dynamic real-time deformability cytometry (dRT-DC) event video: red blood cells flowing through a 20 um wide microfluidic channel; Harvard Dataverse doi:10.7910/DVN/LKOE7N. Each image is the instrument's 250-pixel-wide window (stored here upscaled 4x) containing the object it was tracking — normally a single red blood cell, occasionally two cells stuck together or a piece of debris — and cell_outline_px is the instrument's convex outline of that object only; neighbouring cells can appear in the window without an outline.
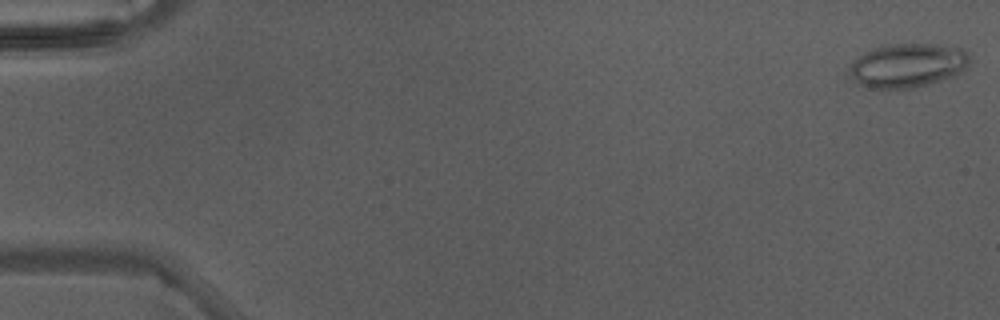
{"species": "Egyptian fruit bat (a non-hibernating species)", "species_latin": "Rousettus aegyptiacus", "temperature_condition": "warm", "stored_images_in_passage": 5, "camera_frame_rate_fps": 3000, "um_per_image_px": 0.085, "animal": {"sex": "male"}, "frame": {"image": 1, "passage_image": 5, "time_ms": 1.333, "image_size_px": [1000, 320], "cell_outline_px": [[968, 60], [964, 68], [960, 72], [916, 88], [872, 88], [864, 84], [852, 76], [852, 64], [864, 52], [872, 48], [884, 44], [928, 44], [964, 48], [968, 52]], "centroid_in_image_um": [77.18, 5.53], "position_along_channel_um": 7.8, "area_um2": 29.88}}